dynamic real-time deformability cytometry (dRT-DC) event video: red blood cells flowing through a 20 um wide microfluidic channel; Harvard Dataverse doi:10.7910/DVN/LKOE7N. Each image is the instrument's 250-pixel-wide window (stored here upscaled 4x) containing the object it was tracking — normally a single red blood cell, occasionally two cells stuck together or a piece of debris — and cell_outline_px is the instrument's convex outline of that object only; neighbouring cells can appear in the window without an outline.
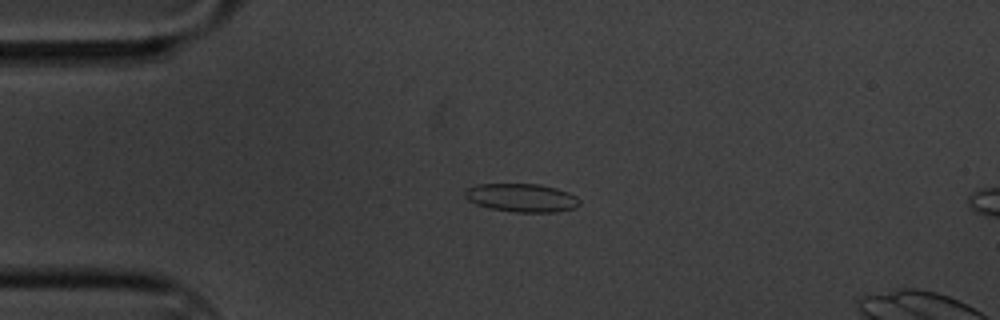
{"species": "common noctule bat (a hibernating species)", "species_latin": "Nyctalus noctula", "temperature_condition": "cold", "stored_images_in_passage": 47, "camera_frame_rate_fps": 3000, "um_per_image_px": 0.085, "animal": {"sex": "male", "body_mass_g": 20.1, "forearm_length_mm": 53.5}, "frame": {"image": 1, "passage_image": 1, "time_ms": 0.0, "image_size_px": [1000, 320], "cell_outline_px": [[580, 204], [572, 208], [556, 212], [516, 212], [488, 208], [476, 204], [468, 200], [464, 196], [464, 192], [468, 188], [476, 184], [540, 184], [556, 188], [568, 192], [576, 196], [580, 200]], "centroid_in_image_um": [44.32, 16.81], "position_along_channel_um": 40.7, "area_um2": 18.96}}
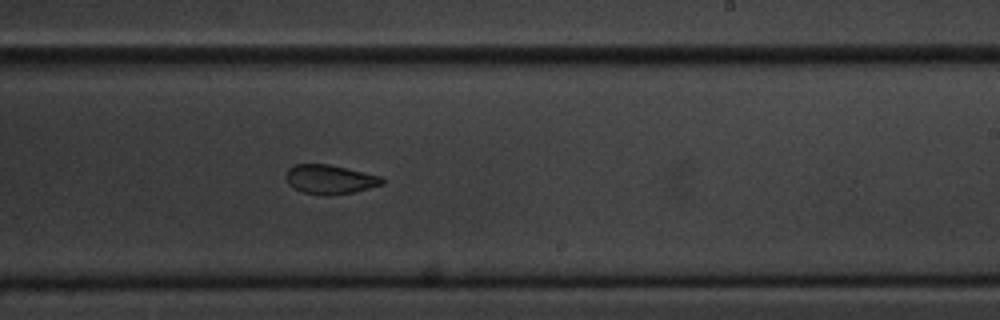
{"frame": {"image": 2, "passage_image": 23, "time_ms": 7.333, "image_size_px": [1000, 320], "cell_outline_px": [[384, 184], [352, 192], [328, 196], [304, 192], [288, 184], [284, 176], [288, 168], [296, 164], [328, 164], [380, 176], [384, 180]], "centroid_in_image_um": [28.01, 15.24], "position_along_channel_um": 261.0, "area_um2": 16.18}}
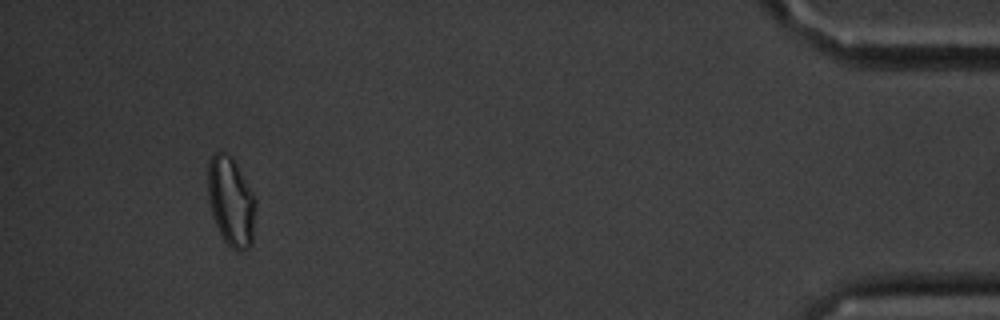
{"frame": {"image": 3, "passage_image": 43, "time_ms": 14.0, "image_size_px": [1000, 320], "cell_outline_px": [[256, 200], [252, 244], [248, 248], [236, 252], [224, 240], [216, 224], [208, 200], [208, 164], [212, 156], [216, 152], [224, 152], [236, 164], [252, 192]], "centroid_in_image_um": [19.64, 17.16], "position_along_channel_um": 415.6, "area_um2": 24.39}}